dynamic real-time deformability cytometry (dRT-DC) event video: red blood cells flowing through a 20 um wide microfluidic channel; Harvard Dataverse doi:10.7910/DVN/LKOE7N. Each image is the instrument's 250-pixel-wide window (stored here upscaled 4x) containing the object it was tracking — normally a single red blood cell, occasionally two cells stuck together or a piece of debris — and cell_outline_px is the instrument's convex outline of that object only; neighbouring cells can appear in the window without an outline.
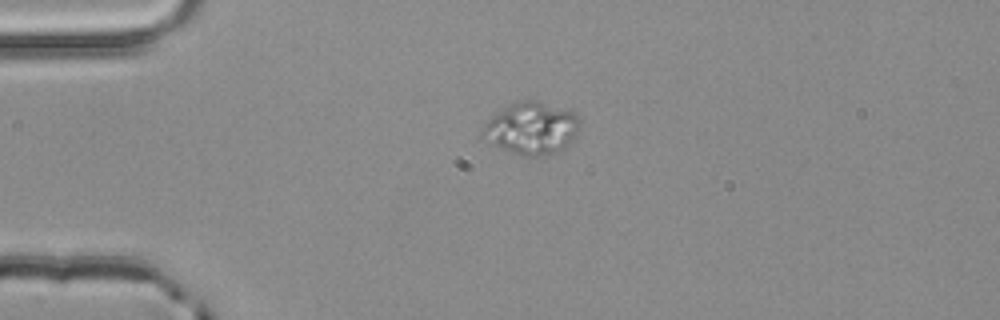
{"species": "common noctule bat (a hibernating species)", "species_latin": "Nyctalus noctula", "temperature_condition": "room temperature", "stored_images_in_passage": 3, "camera_frame_rate_fps": 3000, "um_per_image_px": 0.085, "animal": {"sex": "male", "body_mass_g": 20.4}, "frame": {"image": 1, "passage_image": 3, "time_ms": 0.667, "image_size_px": [1000, 320], "cell_outline_px": [[580, 124], [576, 132], [556, 152], [544, 156], [524, 156], [500, 148], [480, 136], [480, 132], [484, 124], [492, 116], [508, 104], [520, 100], [532, 100], [568, 108], [576, 112], [580, 116]], "centroid_in_image_um": [45.15, 10.87], "position_along_channel_um": 39.8, "area_um2": 29.42}}